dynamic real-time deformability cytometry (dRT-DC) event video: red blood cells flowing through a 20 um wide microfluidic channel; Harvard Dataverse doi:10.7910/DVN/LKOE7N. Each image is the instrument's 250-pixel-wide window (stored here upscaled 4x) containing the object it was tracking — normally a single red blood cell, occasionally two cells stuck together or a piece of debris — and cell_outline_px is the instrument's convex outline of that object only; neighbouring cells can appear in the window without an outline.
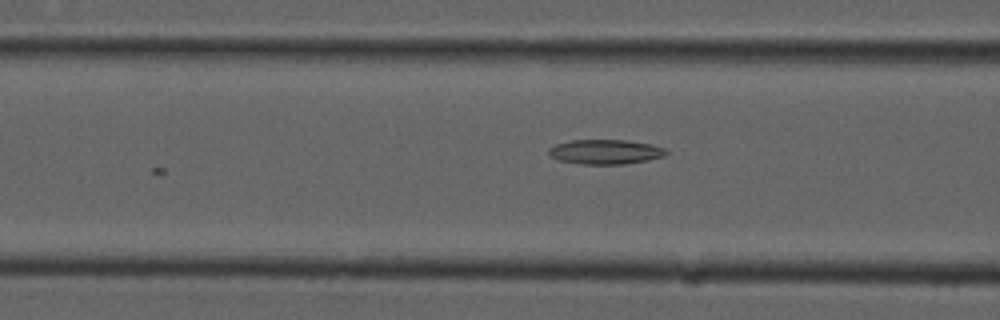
{"species": "common noctule bat (a hibernating species)", "species_latin": "Nyctalus noctula", "temperature_condition": "cold", "stored_images_in_passage": 7, "camera_frame_rate_fps": 3000, "um_per_image_px": 0.085, "animal": {"sex": "male", "forearm_length_mm": 52.5}, "frame": {"image": 1, "passage_image": 7, "time_ms": 2.0, "image_size_px": [1000, 320], "cell_outline_px": [[668, 152], [664, 156], [624, 164], [580, 164], [560, 160], [552, 156], [548, 152], [548, 148], [556, 144], [572, 140], [628, 140], [648, 144], [664, 148]], "centroid_in_image_um": [51.43, 12.9], "position_along_channel_um": 115.2, "area_um2": 16.59}}